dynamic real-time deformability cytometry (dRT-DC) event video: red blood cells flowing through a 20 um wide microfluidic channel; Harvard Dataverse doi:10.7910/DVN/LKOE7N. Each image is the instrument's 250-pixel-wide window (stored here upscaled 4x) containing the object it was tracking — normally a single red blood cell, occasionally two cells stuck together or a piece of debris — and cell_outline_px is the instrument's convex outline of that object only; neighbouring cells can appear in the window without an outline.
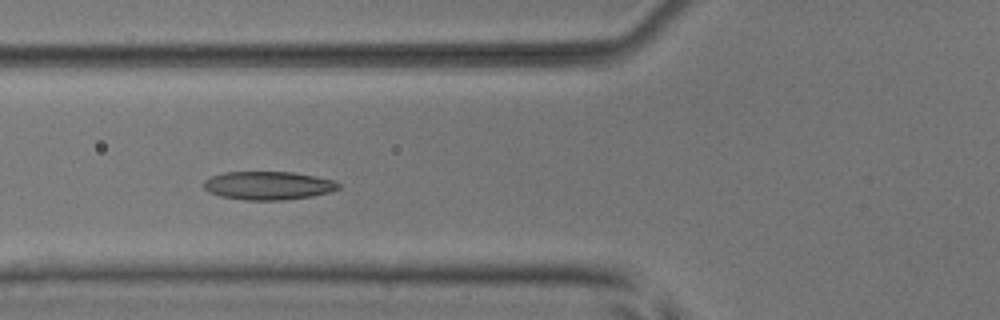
{"species": "common noctule bat (a hibernating species)", "species_latin": "Nyctalus noctula", "temperature_condition": "room temperature", "stored_images_in_passage": 8, "camera_frame_rate_fps": 3000, "um_per_image_px": 0.085, "animal": {"sex": "male", "body_mass_g": 17.9, "forearm_length_mm": 54.2}, "frame": {"image": 1, "passage_image": 5, "time_ms": 1.333, "image_size_px": [1000, 320], "cell_outline_px": [[340, 188], [328, 192], [312, 196], [284, 200], [244, 200], [220, 196], [208, 192], [204, 188], [204, 180], [212, 176], [224, 172], [292, 172], [316, 176], [336, 180], [340, 184]], "centroid_in_image_um": [22.81, 15.77], "position_along_channel_um": 103.0, "area_um2": 22.37}}
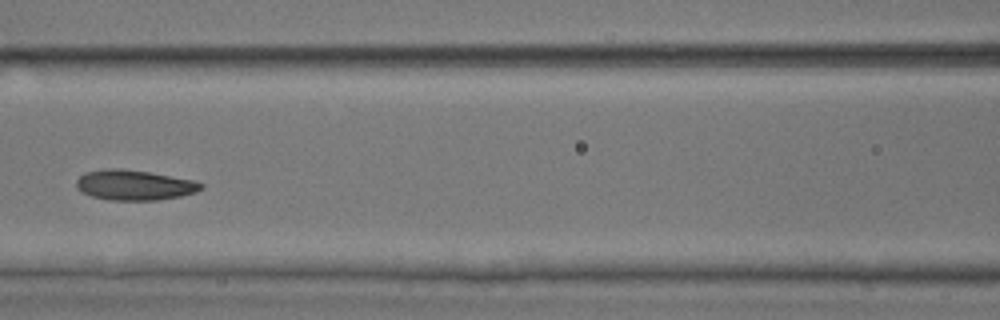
{"frame": {"image": 2, "passage_image": 6, "time_ms": 1.667, "image_size_px": [1000, 320], "cell_outline_px": [[204, 188], [196, 192], [180, 196], [156, 200], [108, 200], [92, 196], [80, 192], [76, 188], [76, 180], [84, 172], [104, 168], [120, 168], [148, 172], [192, 180], [204, 184]], "centroid_in_image_um": [11.37, 15.73], "position_along_channel_um": 155.2, "area_um2": 22.02}}